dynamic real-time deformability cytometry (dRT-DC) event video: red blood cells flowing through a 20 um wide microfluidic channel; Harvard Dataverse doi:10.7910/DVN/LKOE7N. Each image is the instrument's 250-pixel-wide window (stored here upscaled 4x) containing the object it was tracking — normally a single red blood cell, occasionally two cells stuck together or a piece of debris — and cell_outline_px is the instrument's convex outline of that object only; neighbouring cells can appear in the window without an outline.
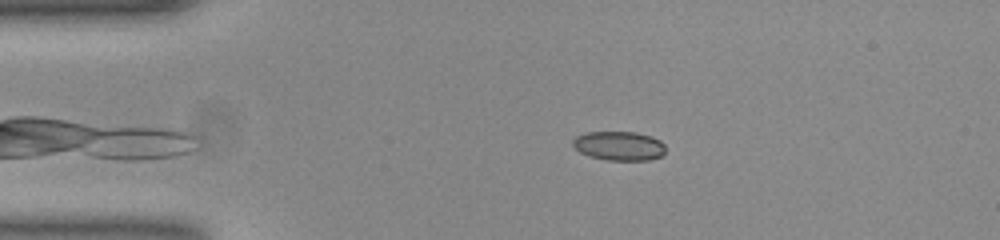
{"species": "common noctule bat (a hibernating species)", "species_latin": "Nyctalus noctula", "temperature_condition": "room temperature", "stored_images_in_passage": 46, "camera_frame_rate_fps": 3000, "um_per_image_px": 0.085, "animal": {"sex": "female", "body_mass_g": 23.0, "forearm_length_mm": 53.4}, "frame": {"image": 1, "passage_image": 4, "time_ms": 1.0, "image_size_px": [1000, 240], "cell_outline_px": [[664, 152], [660, 156], [648, 160], [608, 160], [588, 156], [580, 152], [572, 144], [572, 140], [576, 136], [584, 132], [636, 132], [652, 136], [660, 140], [664, 144]], "centroid_in_image_um": [52.6, 12.39], "position_along_channel_um": 32.4, "area_um2": 15.78}}
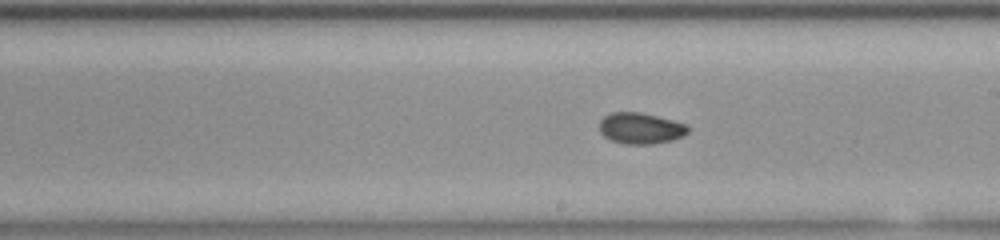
{"frame": {"image": 2, "passage_image": 23, "time_ms": 7.333, "image_size_px": [1000, 240], "cell_outline_px": [[688, 132], [672, 140], [652, 144], [624, 144], [612, 140], [604, 136], [600, 132], [600, 120], [604, 116], [612, 112], [640, 112], [688, 124]], "centroid_in_image_um": [54.43, 10.9], "position_along_channel_um": 234.6, "area_um2": 15.95}}
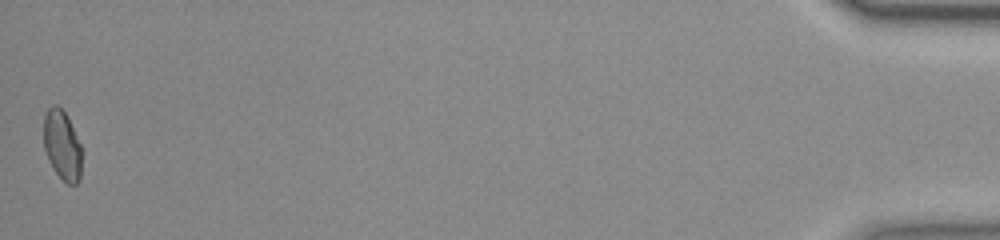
{"frame": {"image": 3, "passage_image": 46, "time_ms": 15.0, "image_size_px": [1000, 240], "cell_outline_px": [[80, 180], [76, 184], [68, 184], [52, 168], [48, 160], [44, 148], [44, 116], [48, 108], [52, 104], [56, 104], [68, 116], [80, 144]], "centroid_in_image_um": [5.26, 12.32], "position_along_channel_um": 429.9, "area_um2": 15.32}, "authors_computed_cell_mechanics": {"area_um2": 15.895, "velocity_mm_per_s": 3.8677, "shape_relaxation_time_tau1_ms": 5.5168, "shape_relaxation_time_tau2_ms": 1.7565, "deformation_change_tau1": 0.0936, "deformation_change_tau2": 0.043}}